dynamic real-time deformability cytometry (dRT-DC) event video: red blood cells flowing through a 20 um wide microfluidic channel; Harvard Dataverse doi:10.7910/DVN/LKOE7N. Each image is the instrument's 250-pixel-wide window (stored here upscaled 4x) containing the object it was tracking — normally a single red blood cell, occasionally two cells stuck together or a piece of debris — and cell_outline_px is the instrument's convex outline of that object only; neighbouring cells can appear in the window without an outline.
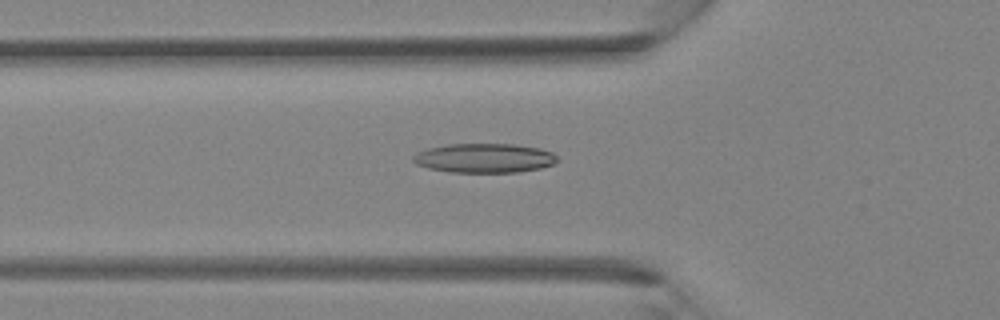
{"species": "Egyptian fruit bat (a non-hibernating species)", "species_latin": "Rousettus aegyptiacus", "temperature_condition": "room temperature", "stored_images_in_passage": 40, "camera_frame_rate_fps": 3000, "um_per_image_px": 0.085, "animal": {"sex": "female"}, "frame": {"image": 1, "passage_image": 14, "time_ms": 4.333, "image_size_px": [1000, 320], "cell_outline_px": [[560, 160], [552, 164], [540, 168], [516, 172], [448, 172], [428, 168], [416, 164], [412, 160], [412, 156], [416, 152], [428, 148], [448, 144], [512, 144], [540, 148], [552, 152]], "centroid_in_image_um": [41.14, 13.43], "position_along_channel_um": 84.7, "area_um2": 24.68}}
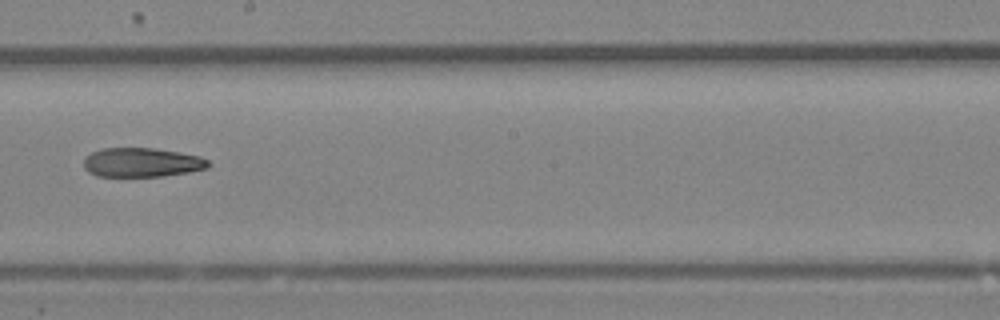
{"frame": {"image": 2, "passage_image": 23, "time_ms": 7.333, "image_size_px": [1000, 320], "cell_outline_px": [[212, 164], [208, 168], [188, 172], [164, 176], [96, 176], [88, 172], [84, 168], [84, 156], [92, 152], [104, 148], [152, 148], [180, 152], [200, 156], [208, 160]], "centroid_in_image_um": [12.06, 13.8], "position_along_channel_um": 236.1, "area_um2": 21.33}}
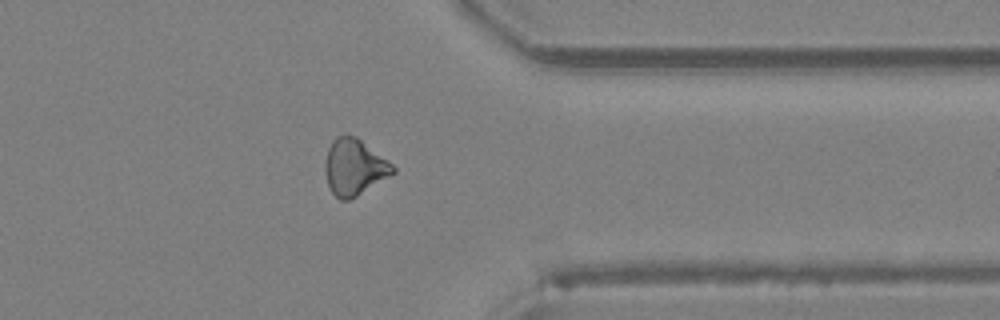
{"frame": {"image": 3, "passage_image": 32, "time_ms": 10.333, "image_size_px": [1000, 320], "cell_outline_px": [[396, 172], [356, 196], [348, 200], [340, 200], [332, 192], [328, 184], [324, 168], [324, 164], [328, 148], [332, 140], [336, 136], [356, 136], [388, 160], [396, 168]], "centroid_in_image_um": [30.11, 14.2], "position_along_channel_um": 381.3, "area_um2": 22.02}}